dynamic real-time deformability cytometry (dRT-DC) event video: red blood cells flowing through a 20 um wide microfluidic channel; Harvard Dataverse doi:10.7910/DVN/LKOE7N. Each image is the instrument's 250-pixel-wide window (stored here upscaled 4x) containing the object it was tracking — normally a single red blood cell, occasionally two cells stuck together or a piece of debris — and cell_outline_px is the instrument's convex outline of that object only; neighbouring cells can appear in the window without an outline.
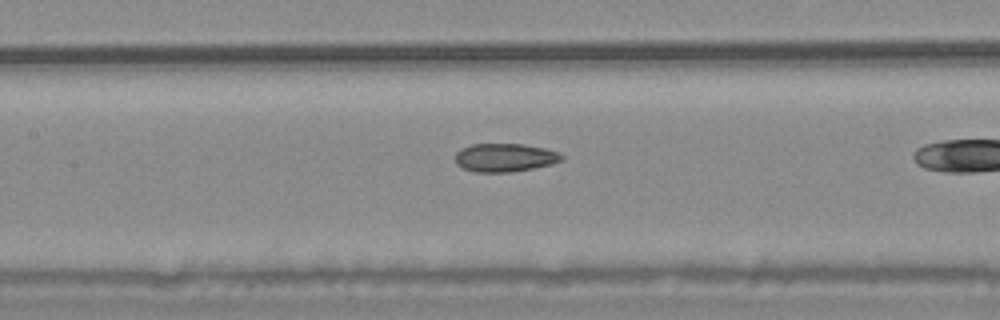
{"species": "common noctule bat (a hibernating species)", "species_latin": "Nyctalus noctula", "temperature_condition": "warm", "stored_images_in_passage": 18, "camera_frame_rate_fps": 3000, "um_per_image_px": 0.085, "animal": {"sex": "male", "body_mass_g": 20.4}, "frame": {"image": 1, "passage_image": 13, "time_ms": 4.0, "image_size_px": [1000, 320], "cell_outline_px": [[564, 160], [552, 164], [512, 172], [476, 172], [460, 168], [456, 164], [456, 152], [460, 148], [472, 144], [524, 144], [544, 148], [560, 152], [564, 156]], "centroid_in_image_um": [42.91, 13.39], "position_along_channel_um": 164.5, "area_um2": 17.8}}
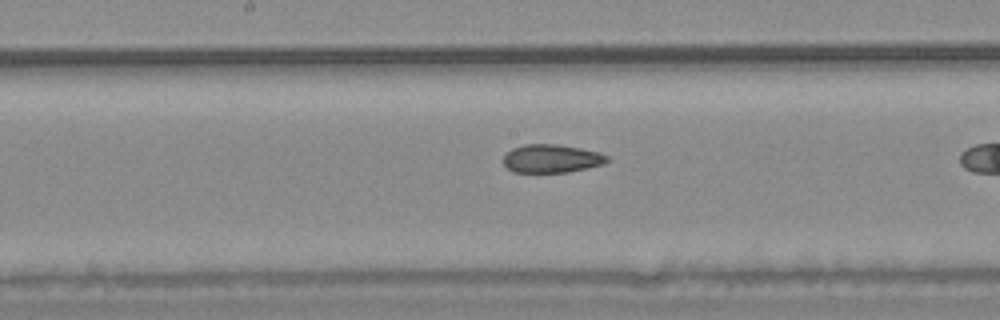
{"frame": {"image": 2, "passage_image": 16, "time_ms": 5.0, "image_size_px": [1000, 320], "cell_outline_px": [[608, 160], [604, 164], [588, 168], [568, 172], [512, 172], [504, 164], [504, 156], [512, 148], [524, 144], [556, 144], [580, 148], [600, 152], [608, 156]], "centroid_in_image_um": [46.9, 13.48], "position_along_channel_um": 201.3, "area_um2": 17.11}}